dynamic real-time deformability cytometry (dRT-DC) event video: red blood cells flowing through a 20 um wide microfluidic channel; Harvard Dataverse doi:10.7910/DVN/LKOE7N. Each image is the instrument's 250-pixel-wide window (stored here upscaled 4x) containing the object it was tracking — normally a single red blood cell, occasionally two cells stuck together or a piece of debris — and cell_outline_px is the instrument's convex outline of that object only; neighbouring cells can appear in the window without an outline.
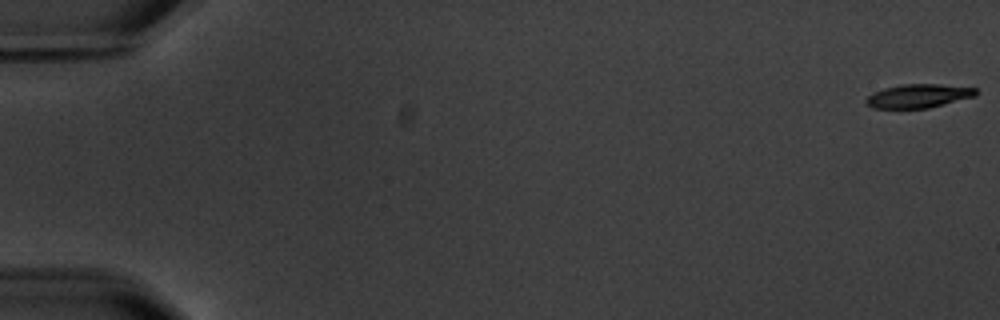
{"species": "common noctule bat (a hibernating species)", "species_latin": "Nyctalus noctula", "temperature_condition": "warm", "stored_images_in_passage": 12, "camera_frame_rate_fps": 3000, "um_per_image_px": 0.085, "animal": {"sex": "male", "body_mass_g": 20.1, "forearm_length_mm": 53.5}, "frame": {"image": 1, "passage_image": 1, "time_ms": 0.0, "image_size_px": [1000, 320], "cell_outline_px": [[980, 92], [976, 96], [928, 108], [872, 108], [864, 100], [872, 92], [884, 88], [900, 84], [936, 84], [976, 88]], "centroid_in_image_um": [78.07, 8.15], "position_along_channel_um": 6.9, "area_um2": 15.2}}
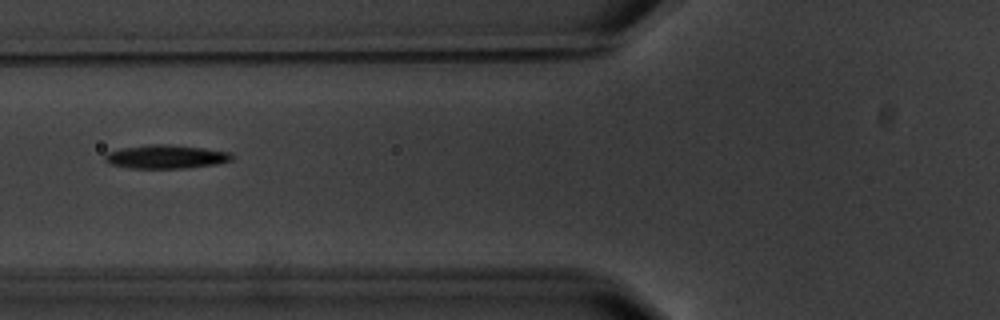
{"frame": {"image": 2, "passage_image": 7, "time_ms": 7.667, "image_size_px": [1000, 320], "cell_outline_px": [[236, 156], [232, 160], [216, 164], [184, 168], [128, 168], [108, 164], [104, 160], [104, 156], [108, 152], [120, 148], [148, 144], [168, 144], [204, 148], [232, 152]], "centroid_in_image_um": [14.11, 13.32], "position_along_channel_um": 111.7, "area_um2": 17.74}}
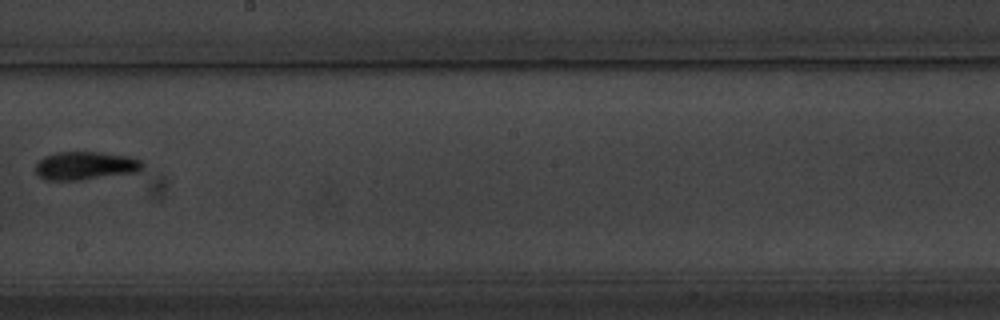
{"frame": {"image": 3, "passage_image": 10, "time_ms": 11.333, "image_size_px": [1000, 320], "cell_outline_px": [[144, 168], [140, 172], [80, 180], [44, 180], [36, 172], [36, 164], [44, 156], [56, 152], [100, 152], [128, 156], [140, 160], [144, 164]], "centroid_in_image_um": [7.29, 14.09], "position_along_channel_um": 240.9, "area_um2": 17.74}}